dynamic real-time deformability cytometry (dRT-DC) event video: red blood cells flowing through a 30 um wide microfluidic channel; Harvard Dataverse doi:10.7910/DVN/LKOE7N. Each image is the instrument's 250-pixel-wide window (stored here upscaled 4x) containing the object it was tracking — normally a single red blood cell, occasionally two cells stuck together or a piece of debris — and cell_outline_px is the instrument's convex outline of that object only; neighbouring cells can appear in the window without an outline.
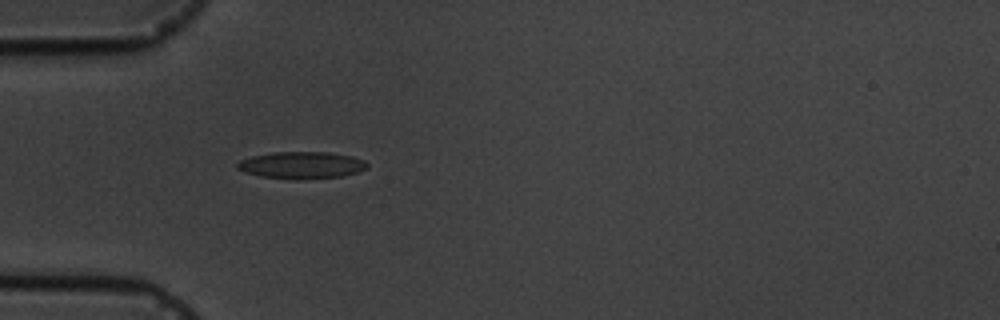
{"species": "common noctule bat (a hibernating species)", "species_latin": "Nyctalus noctula", "temperature_condition": "cold", "stored_images_in_passage": 5, "camera_frame_rate_fps": 3000, "um_per_image_px": 0.085, "animal": {"sex": "male", "body_mass_g": 19.5, "forearm_length_mm": 54.6}, "frame": {"image": 1, "passage_image": 5, "time_ms": 5.667, "image_size_px": [1000, 320], "cell_outline_px": [[368, 168], [356, 172], [340, 176], [300, 180], [260, 176], [244, 172], [236, 168], [236, 164], [240, 160], [252, 156], [272, 152], [328, 152], [352, 156], [364, 160], [368, 164]], "centroid_in_image_um": [25.61, 14.03], "position_along_channel_um": 59.4, "area_um2": 20.46}}